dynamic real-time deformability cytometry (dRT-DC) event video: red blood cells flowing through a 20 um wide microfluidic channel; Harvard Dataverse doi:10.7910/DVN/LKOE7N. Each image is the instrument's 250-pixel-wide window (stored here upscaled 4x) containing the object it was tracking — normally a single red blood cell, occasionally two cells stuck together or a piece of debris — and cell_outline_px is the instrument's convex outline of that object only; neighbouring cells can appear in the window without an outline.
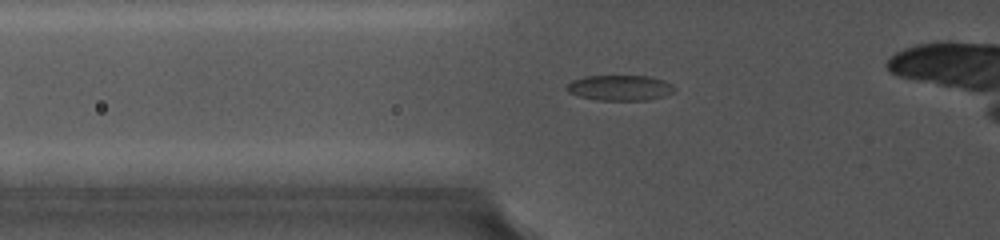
{"species": "common noctule bat (a hibernating species)", "species_latin": "Nyctalus noctula", "temperature_condition": "cold", "stored_images_in_passage": 31, "camera_frame_rate_fps": 5000, "um_per_image_px": 0.085, "animal": {"sex": "female", "body_mass_g": 19.0, "forearm_length_mm": 56.7}, "frame": {"image": 1, "passage_image": 10, "time_ms": 4.6, "image_size_px": [1000, 240], "cell_outline_px": [[676, 88], [672, 92], [664, 96], [648, 100], [600, 100], [580, 96], [568, 92], [564, 88], [572, 80], [584, 76], [648, 76], [664, 80], [672, 84]], "centroid_in_image_um": [52.69, 7.46], "position_along_channel_um": 73.1, "area_um2": 15.95}}
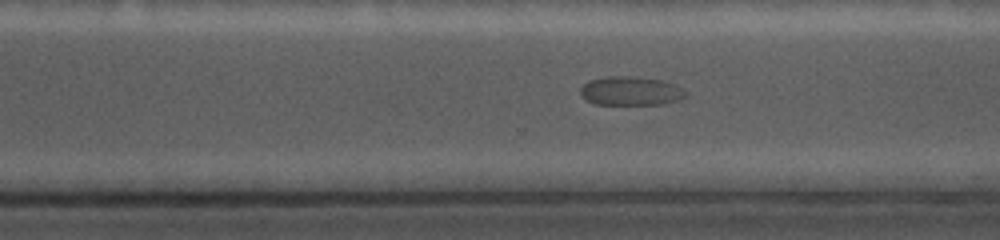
{"frame": {"image": 2, "passage_image": 25, "time_ms": 11.8, "image_size_px": [1000, 240], "cell_outline_px": [[688, 92], [680, 100], [660, 104], [596, 104], [580, 96], [580, 88], [588, 80], [604, 76], [632, 76], [664, 80], [676, 84]], "centroid_in_image_um": [53.61, 7.71], "position_along_channel_um": 317.0, "area_um2": 17.92}}
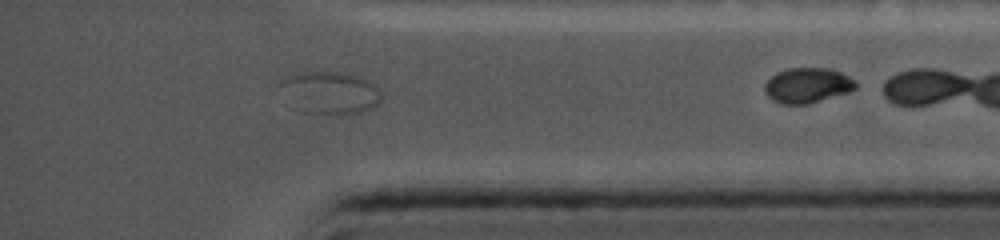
{"frame": {"image": 3, "passage_image": 30, "time_ms": 14.4, "image_size_px": [1000, 240], "cell_outline_px": [[384, 96], [372, 108], [360, 112], [340, 116], [300, 112], [276, 88], [292, 72], [344, 72], [368, 80]], "centroid_in_image_um": [28.0, 7.9], "position_along_channel_um": 407.2, "area_um2": 25.49}}